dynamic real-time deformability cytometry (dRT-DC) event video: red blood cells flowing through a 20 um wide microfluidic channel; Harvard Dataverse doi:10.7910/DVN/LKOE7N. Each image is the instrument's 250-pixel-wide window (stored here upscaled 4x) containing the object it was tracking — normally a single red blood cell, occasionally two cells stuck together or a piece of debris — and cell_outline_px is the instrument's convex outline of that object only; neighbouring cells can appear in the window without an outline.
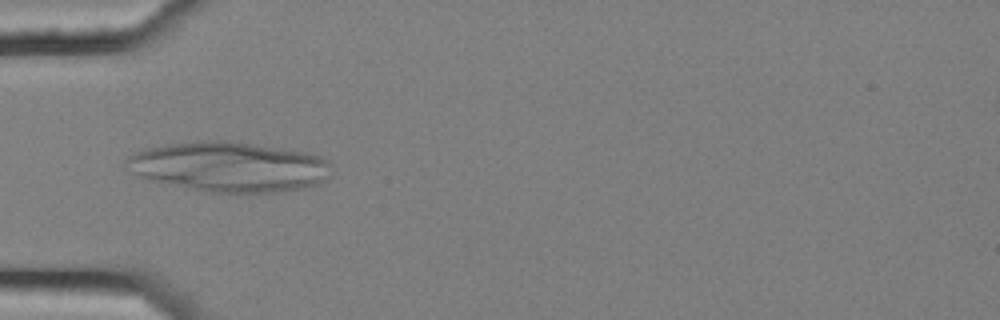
{"species": "common noctule bat (a hibernating species)", "species_latin": "Nyctalus noctula", "temperature_condition": "cold", "stored_images_in_passage": 5, "camera_frame_rate_fps": 3000, "um_per_image_px": 0.085, "animal": {"sex": "female", "body_mass_g": 25.1}, "frame": {"image": 1, "passage_image": 4, "time_ms": 1.0, "image_size_px": [1000, 320], "cell_outline_px": [[332, 176], [320, 184], [304, 188], [272, 192], [208, 192], [152, 180], [140, 176], [132, 172], [124, 164], [124, 160], [128, 156], [144, 148], [164, 144], [220, 140], [224, 140], [308, 152], [320, 156], [328, 160]], "centroid_in_image_um": [19.51, 14.17], "position_along_channel_um": 65.5, "area_um2": 59.59}}